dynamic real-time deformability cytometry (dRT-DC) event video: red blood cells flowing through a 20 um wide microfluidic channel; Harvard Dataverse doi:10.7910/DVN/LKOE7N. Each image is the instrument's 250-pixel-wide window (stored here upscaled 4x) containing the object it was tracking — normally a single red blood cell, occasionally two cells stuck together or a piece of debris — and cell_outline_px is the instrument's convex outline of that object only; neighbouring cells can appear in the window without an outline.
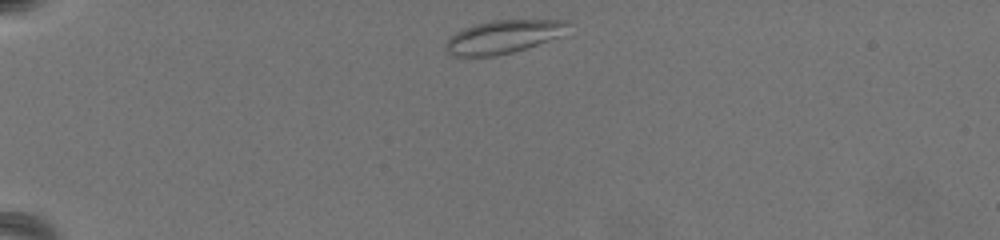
{"species": "common noctule bat (a hibernating species)", "species_latin": "Nyctalus noctula", "temperature_condition": "warm", "stored_images_in_passage": 16, "camera_frame_rate_fps": 3000, "um_per_image_px": 0.085, "animal": {"sex": "female", "body_mass_g": 19.5, "forearm_length_mm": 54.1}, "frame": {"image": 1, "passage_image": 3, "time_ms": 0.667, "image_size_px": [1000, 240], "cell_outline_px": [[568, 24], [556, 36], [548, 40], [512, 52], [496, 56], [452, 56], [444, 48], [444, 44], [456, 32], [464, 28], [476, 24], [492, 20], [568, 20]], "centroid_in_image_um": [42.66, 3.13], "position_along_channel_um": 42.3, "area_um2": 23.0}}
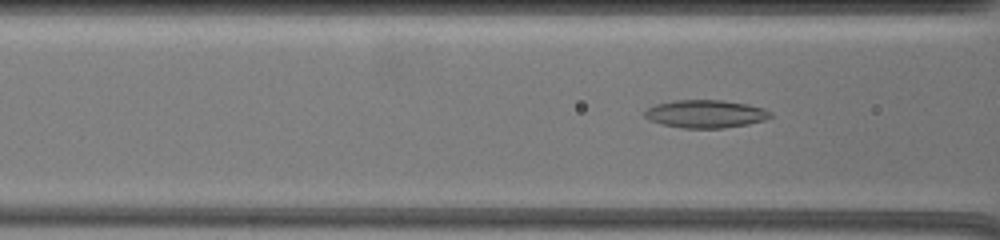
{"frame": {"image": 2, "passage_image": 16, "time_ms": 5.0, "image_size_px": [1000, 240], "cell_outline_px": [[772, 116], [764, 120], [748, 124], [724, 128], [680, 128], [660, 124], [648, 120], [644, 116], [644, 112], [648, 108], [656, 104], [676, 100], [724, 100], [748, 104], [764, 108], [772, 112]], "centroid_in_image_um": [59.97, 9.68], "position_along_channel_um": 106.6, "area_um2": 20.63}}